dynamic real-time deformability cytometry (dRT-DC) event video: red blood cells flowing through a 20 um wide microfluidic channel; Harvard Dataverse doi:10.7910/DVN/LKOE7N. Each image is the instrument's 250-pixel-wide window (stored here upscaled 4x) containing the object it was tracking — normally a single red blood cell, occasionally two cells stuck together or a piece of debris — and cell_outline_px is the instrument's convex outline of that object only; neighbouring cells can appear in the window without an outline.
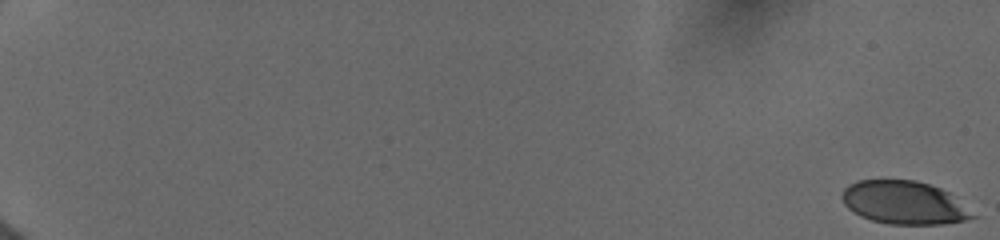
{"species": "human", "species_latin": "Homo sapiens", "temperature_condition": "cold", "stored_images_in_passage": 46, "camera_frame_rate_fps": 3000, "um_per_image_px": 0.085, "donor": {"sex": "female"}, "frame": {"image": 1, "passage_image": 1, "time_ms": 0.0, "image_size_px": [1000, 240], "cell_outline_px": [[980, 216], [964, 220], [944, 224], [888, 224], [872, 220], [860, 216], [852, 212], [844, 204], [840, 196], [840, 192], [848, 184], [856, 180], [916, 180], [940, 188], [948, 192]], "centroid_in_image_um": [76.83, 17.22], "position_along_channel_um": 8.2, "area_um2": 33.18}}
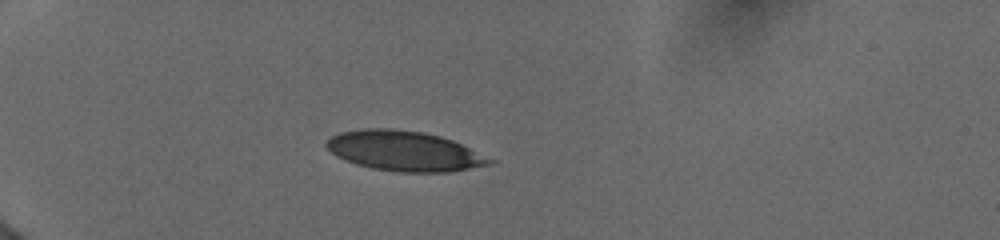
{"frame": {"image": 2, "passage_image": 32, "time_ms": 6.0, "image_size_px": [1000, 240], "cell_outline_px": [[500, 160], [492, 164], [448, 172], [400, 172], [372, 168], [356, 164], [344, 160], [336, 156], [324, 144], [332, 136], [340, 132], [364, 128], [388, 128], [420, 132], [440, 136], [452, 140]], "centroid_in_image_um": [34.42, 12.84], "position_along_channel_um": 50.6, "area_um2": 38.21}}
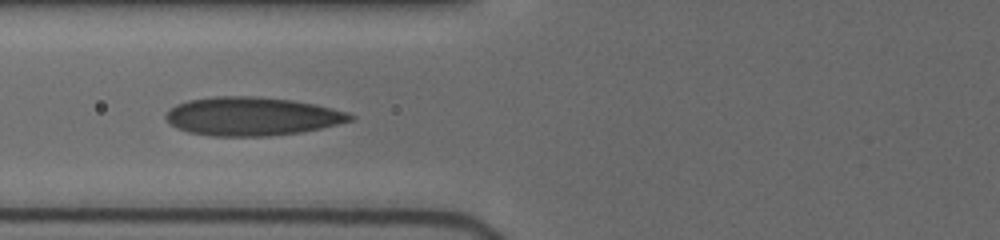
{"frame": {"image": 3, "passage_image": 45, "time_ms": 8.333, "image_size_px": [1000, 240], "cell_outline_px": [[356, 120], [320, 128], [300, 132], [268, 136], [212, 136], [188, 132], [176, 128], [168, 124], [164, 116], [176, 104], [188, 100], [212, 96], [256, 96], [292, 100], [316, 104], [348, 112], [356, 116]], "centroid_in_image_um": [21.42, 9.88], "position_along_channel_um": 104.4, "area_um2": 41.67}}